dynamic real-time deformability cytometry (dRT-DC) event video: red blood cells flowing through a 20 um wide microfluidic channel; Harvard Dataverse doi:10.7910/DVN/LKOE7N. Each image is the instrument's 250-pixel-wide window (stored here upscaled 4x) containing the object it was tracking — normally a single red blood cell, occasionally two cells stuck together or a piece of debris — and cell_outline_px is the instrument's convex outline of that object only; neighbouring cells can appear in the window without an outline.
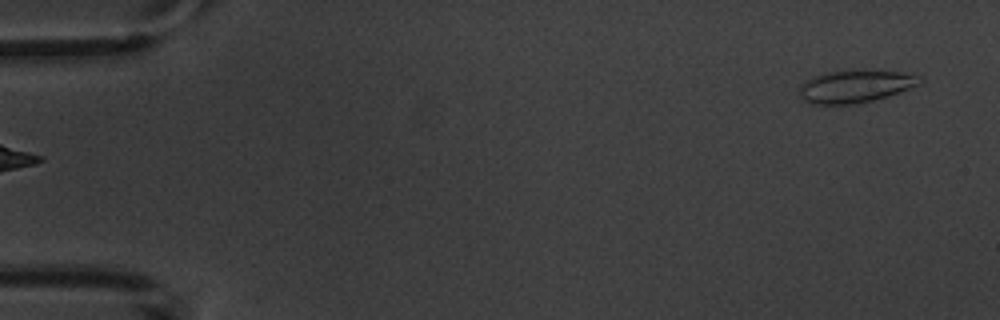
{"species": "common noctule bat (a hibernating species)", "species_latin": "Nyctalus noctula", "temperature_condition": "warm", "stored_images_in_passage": 3, "camera_frame_rate_fps": 3000, "um_per_image_px": 0.085, "animal": {"sex": "male", "body_mass_g": 20.1, "forearm_length_mm": 53.5}, "frame": {"image": 1, "passage_image": 3, "time_ms": 3.333, "image_size_px": [1000, 320], "cell_outline_px": [[924, 80], [920, 84], [888, 96], [856, 104], [808, 104], [800, 96], [800, 84], [812, 76], [828, 72], [860, 68], [864, 68], [900, 72], [924, 76]], "centroid_in_image_um": [72.73, 7.3], "position_along_channel_um": 12.3, "area_um2": 23.47}}